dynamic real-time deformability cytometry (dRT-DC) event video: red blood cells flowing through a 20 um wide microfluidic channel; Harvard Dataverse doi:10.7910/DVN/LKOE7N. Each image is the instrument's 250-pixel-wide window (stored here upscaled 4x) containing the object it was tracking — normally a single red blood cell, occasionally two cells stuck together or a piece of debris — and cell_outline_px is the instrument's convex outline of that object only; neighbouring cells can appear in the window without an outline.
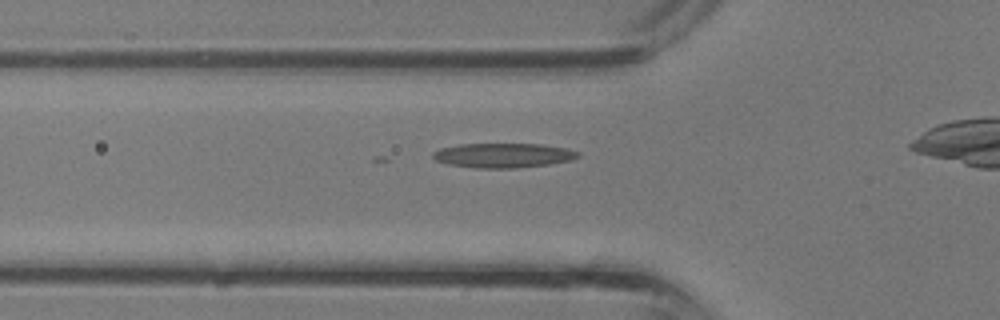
{"species": "common noctule bat (a hibernating species)", "species_latin": "Nyctalus noctula", "temperature_condition": "room temperature", "stored_images_in_passage": 22, "camera_frame_rate_fps": 3000, "um_per_image_px": 0.085, "animal": {"sex": "male", "body_mass_g": 13.3}, "frame": {"image": 1, "passage_image": 4, "time_ms": 1.0, "image_size_px": [1000, 320], "cell_outline_px": [[580, 156], [572, 160], [548, 164], [516, 168], [476, 168], [448, 164], [436, 160], [432, 156], [432, 152], [440, 148], [460, 144], [540, 144], [564, 148], [580, 152]], "centroid_in_image_um": [42.76, 13.21], "position_along_channel_um": 83.0, "area_um2": 20.69}}
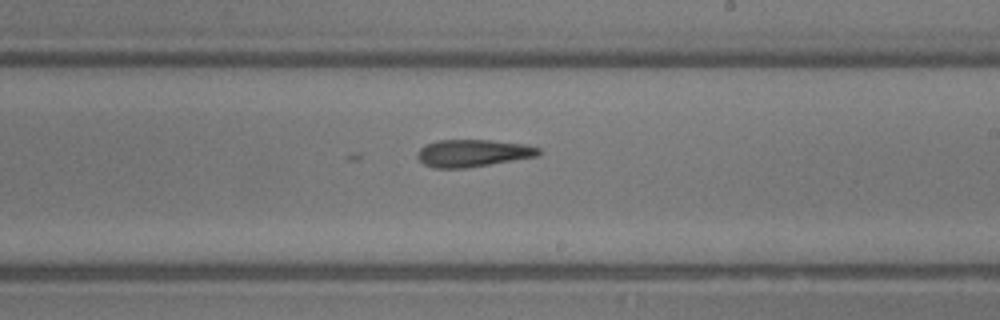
{"frame": {"image": 2, "passage_image": 13, "time_ms": 4.0, "image_size_px": [1000, 320], "cell_outline_px": [[540, 152], [536, 156], [468, 168], [432, 168], [424, 164], [416, 156], [420, 148], [428, 144], [440, 140], [492, 140], [524, 144], [540, 148]], "centroid_in_image_um": [40.18, 13.02], "position_along_channel_um": 248.8, "area_um2": 19.13}}
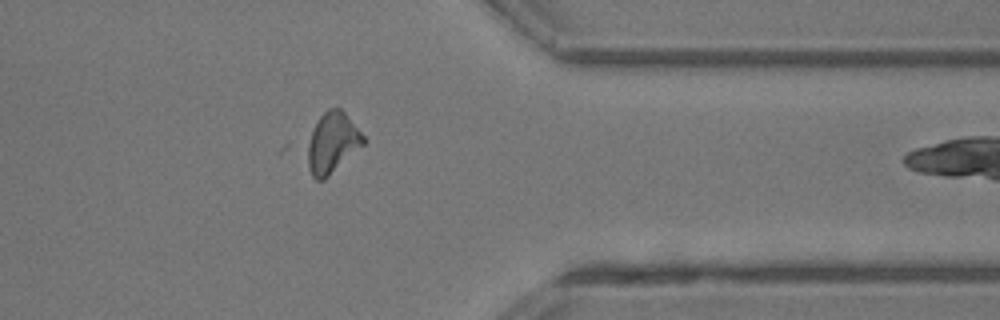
{"frame": {"image": 3, "passage_image": 21, "time_ms": 6.667, "image_size_px": [1000, 320], "cell_outline_px": [[368, 140], [364, 144], [324, 180], [316, 180], [312, 176], [308, 168], [304, 144], [320, 116], [328, 108], [340, 108], [344, 112]], "centroid_in_image_um": [28.2, 12.15], "position_along_channel_um": 383.2, "area_um2": 20.06}}